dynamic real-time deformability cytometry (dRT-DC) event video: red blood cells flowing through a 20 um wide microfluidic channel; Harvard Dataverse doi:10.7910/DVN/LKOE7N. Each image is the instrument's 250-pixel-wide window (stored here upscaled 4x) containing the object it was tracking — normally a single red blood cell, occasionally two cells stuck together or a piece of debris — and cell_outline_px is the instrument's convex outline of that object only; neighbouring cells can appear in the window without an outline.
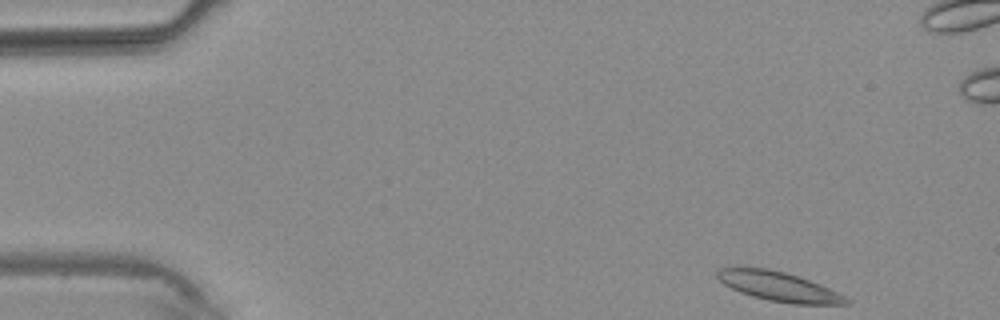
{"species": "common noctule bat (a hibernating species)", "species_latin": "Nyctalus noctula", "temperature_condition": "warm", "stored_images_in_passage": 4, "camera_frame_rate_fps": 3000, "um_per_image_px": 0.085, "animal": {"sex": "male", "body_mass_g": 20.4}, "frame": {"image": 1, "passage_image": 1, "time_ms": 0.0, "image_size_px": [1000, 320], "cell_outline_px": [[848, 304], [792, 304], [768, 300], [752, 296], [740, 292], [724, 284], [716, 276], [716, 272], [720, 268], [768, 268], [784, 272], [820, 284], [844, 296], [848, 300]], "centroid_in_image_um": [66.16, 24.36], "position_along_channel_um": 18.8, "area_um2": 21.62}}